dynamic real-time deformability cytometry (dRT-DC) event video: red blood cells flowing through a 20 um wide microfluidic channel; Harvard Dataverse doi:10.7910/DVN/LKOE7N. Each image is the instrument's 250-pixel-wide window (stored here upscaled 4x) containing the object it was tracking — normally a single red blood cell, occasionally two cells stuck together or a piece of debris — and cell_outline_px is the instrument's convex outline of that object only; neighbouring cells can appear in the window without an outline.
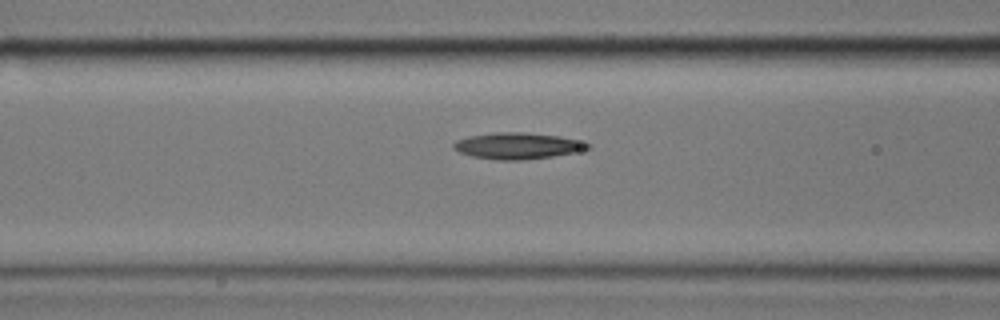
{"species": "common noctule bat (a hibernating species)", "species_latin": "Nyctalus noctula", "temperature_condition": "cold", "stored_images_in_passage": 7, "segment_of_instrument_passage": [2, 2], "camera_frame_rate_fps": 3000, "um_per_image_px": 0.085, "animal": {"sex": "male", "body_mass_g": 17.9}, "frame": {"image": 1, "passage_image": 7, "time_ms": 2.0, "image_size_px": [1000, 320], "cell_outline_px": [[592, 148], [552, 156], [520, 160], [496, 160], [472, 156], [460, 152], [452, 148], [452, 144], [456, 140], [468, 136], [496, 132], [524, 132], [560, 136], [592, 144]], "centroid_in_image_um": [43.96, 12.39], "position_along_channel_um": 122.6, "area_um2": 20.52}}